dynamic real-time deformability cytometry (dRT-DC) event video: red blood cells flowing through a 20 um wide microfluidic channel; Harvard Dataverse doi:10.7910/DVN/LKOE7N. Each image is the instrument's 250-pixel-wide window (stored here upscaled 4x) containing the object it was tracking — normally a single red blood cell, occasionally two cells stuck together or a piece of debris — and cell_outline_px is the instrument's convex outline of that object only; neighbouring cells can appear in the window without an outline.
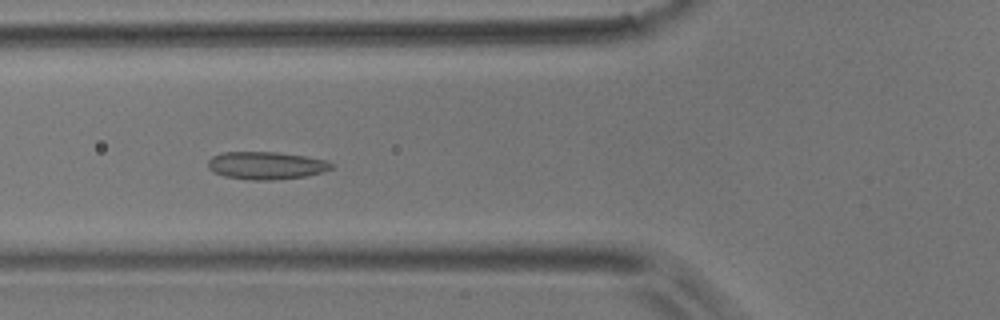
{"species": "common noctule bat (a hibernating species)", "species_latin": "Nyctalus noctula", "temperature_condition": "room temperature", "stored_images_in_passage": 37, "camera_frame_rate_fps": 3000, "um_per_image_px": 0.085, "animal": {"sex": "male", "body_mass_g": 17.9}, "frame": {"image": 1, "passage_image": 4, "time_ms": 1.0, "image_size_px": [1000, 320], "cell_outline_px": [[332, 168], [324, 172], [304, 176], [272, 180], [252, 180], [224, 176], [212, 172], [208, 168], [208, 160], [212, 156], [224, 152], [276, 152], [304, 156], [328, 160], [332, 164]], "centroid_in_image_um": [22.6, 14.06], "position_along_channel_um": 103.2, "area_um2": 19.88}}
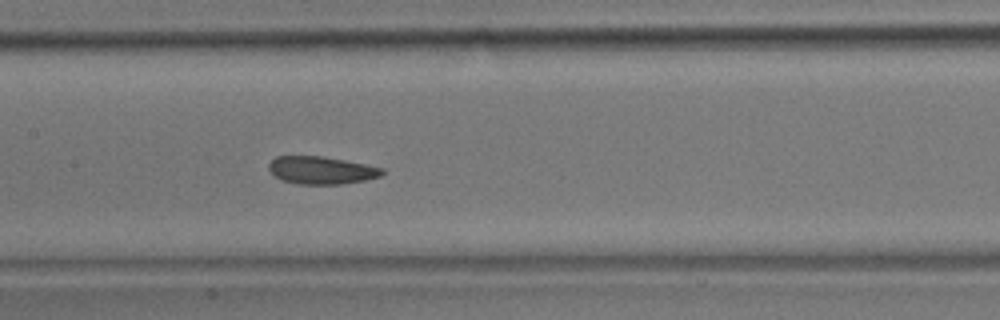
{"frame": {"image": 2, "passage_image": 10, "time_ms": 3.0, "image_size_px": [1000, 320], "cell_outline_px": [[384, 172], [380, 176], [364, 180], [340, 184], [296, 184], [280, 180], [268, 168], [268, 164], [276, 156], [324, 156], [384, 168]], "centroid_in_image_um": [27.29, 14.47], "position_along_channel_um": 180.1, "area_um2": 18.21}}
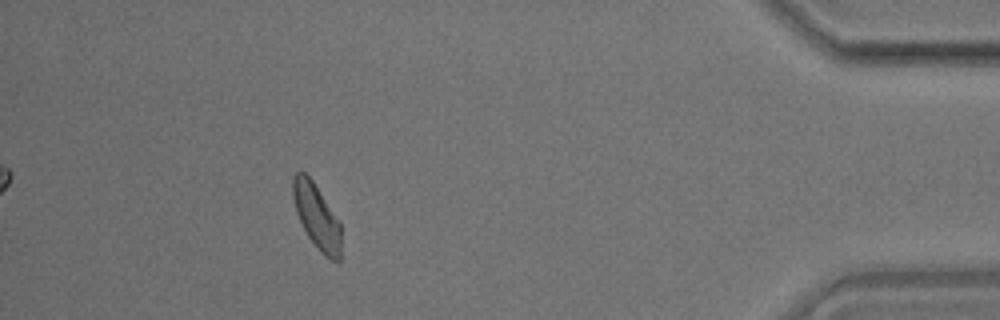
{"frame": {"image": 3, "passage_image": 32, "time_ms": 10.333, "image_size_px": [1000, 320], "cell_outline_px": [[340, 260], [332, 260], [324, 256], [316, 248], [308, 236], [296, 212], [292, 196], [292, 176], [296, 172], [304, 172], [312, 180], [340, 220]], "centroid_in_image_um": [26.91, 18.38], "position_along_channel_um": 408.3, "area_um2": 18.21}, "authors_computed_cell_mechanics": {"area_um2": 18.6116, "velocity_mm_per_s": 3.8224, "shape_relaxation_time_tau1_ms": 3.4735, "shape_relaxation_time_tau2_ms": 2.095, "deformation_change_tau1": 0.0982, "deformation_change_tau2": 0.0946}}